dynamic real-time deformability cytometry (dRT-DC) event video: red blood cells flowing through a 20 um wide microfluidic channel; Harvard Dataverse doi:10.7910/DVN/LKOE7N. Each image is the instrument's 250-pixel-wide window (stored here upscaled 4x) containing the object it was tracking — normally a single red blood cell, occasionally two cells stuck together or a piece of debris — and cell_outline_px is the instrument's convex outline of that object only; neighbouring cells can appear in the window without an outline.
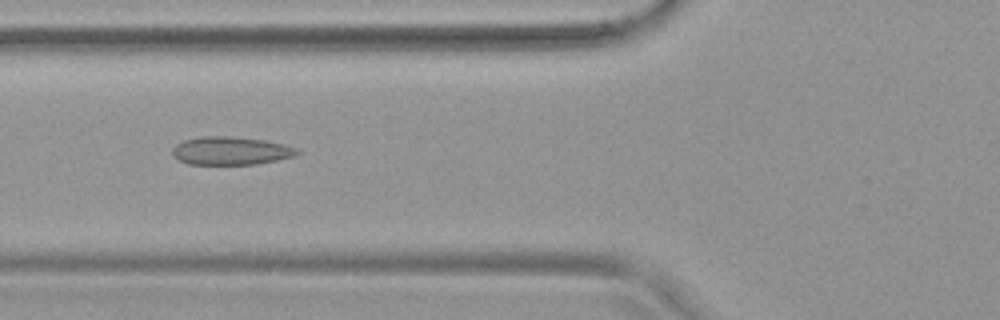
{"species": "common noctule bat (a hibernating species)", "species_latin": "Nyctalus noctula", "temperature_condition": "warm", "stored_images_in_passage": 43, "camera_frame_rate_fps": 3000, "um_per_image_px": 0.085, "animal": {"sex": "female", "body_mass_g": 19.9}, "frame": {"image": 1, "passage_image": 14, "time_ms": 4.333, "image_size_px": [1000, 320], "cell_outline_px": [[300, 152], [292, 156], [276, 160], [256, 164], [188, 164], [180, 160], [172, 152], [172, 148], [176, 144], [184, 140], [200, 136], [228, 136], [264, 140], [284, 144], [296, 148]], "centroid_in_image_um": [19.6, 12.81], "position_along_channel_um": 106.2, "area_um2": 20.23}}
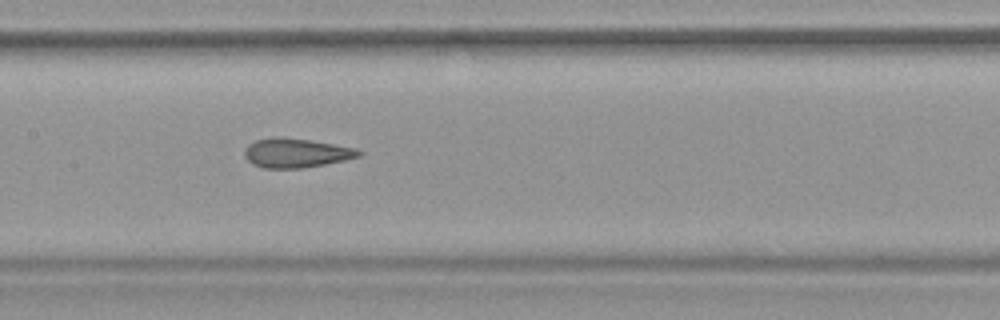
{"frame": {"image": 2, "passage_image": 20, "time_ms": 6.333, "image_size_px": [1000, 320], "cell_outline_px": [[364, 152], [360, 156], [344, 160], [304, 168], [264, 168], [252, 164], [244, 156], [244, 148], [248, 144], [256, 140], [276, 136], [312, 140], [356, 148]], "centroid_in_image_um": [25.15, 12.99], "position_along_channel_um": 182.2, "area_um2": 19.59}}
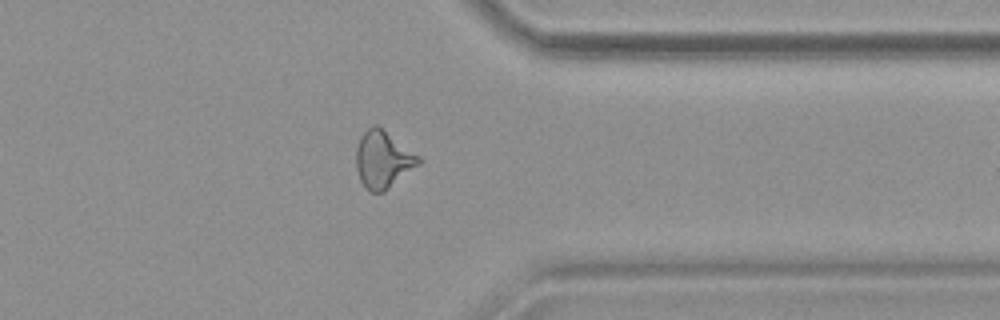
{"frame": {"image": 3, "passage_image": 36, "time_ms": 11.667, "image_size_px": [1000, 320], "cell_outline_px": [[424, 160], [420, 164], [384, 192], [372, 192], [360, 180], [356, 168], [356, 148], [360, 136], [368, 128], [376, 124], [420, 156]], "centroid_in_image_um": [32.57, 13.56], "position_along_channel_um": 378.8, "area_um2": 20.69}}